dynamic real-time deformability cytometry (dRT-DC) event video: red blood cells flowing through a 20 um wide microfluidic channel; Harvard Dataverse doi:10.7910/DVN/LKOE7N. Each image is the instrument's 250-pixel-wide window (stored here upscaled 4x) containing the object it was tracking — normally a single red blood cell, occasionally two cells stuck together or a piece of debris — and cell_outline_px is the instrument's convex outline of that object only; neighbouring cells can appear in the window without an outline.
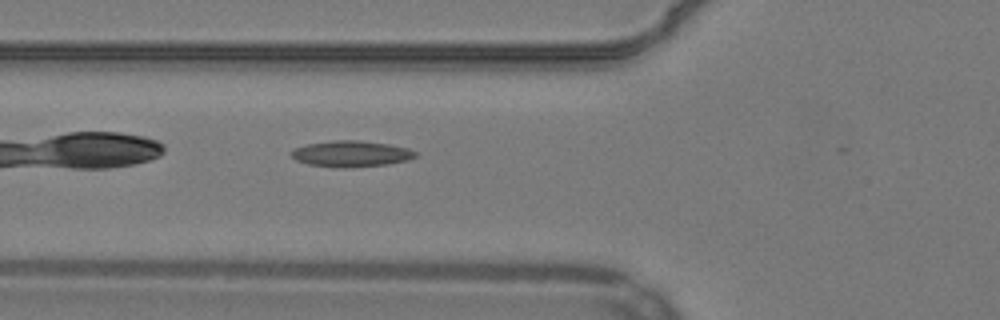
{"species": "common noctule bat (a hibernating species)", "species_latin": "Nyctalus noctula", "temperature_condition": "warm", "stored_images_in_passage": 35, "camera_frame_rate_fps": 3000, "um_per_image_px": 0.085, "animal": {"sex": "male", "body_mass_g": 19.2, "forearm_length_mm": 51.8}, "frame": {"image": 1, "passage_image": 4, "time_ms": 1.0, "image_size_px": [1000, 320], "cell_outline_px": [[416, 156], [408, 160], [388, 164], [308, 164], [296, 160], [292, 156], [292, 148], [308, 144], [332, 140], [360, 140], [388, 144], [408, 148], [416, 152]], "centroid_in_image_um": [29.87, 13.0], "position_along_channel_um": 95.9, "area_um2": 17.63}}
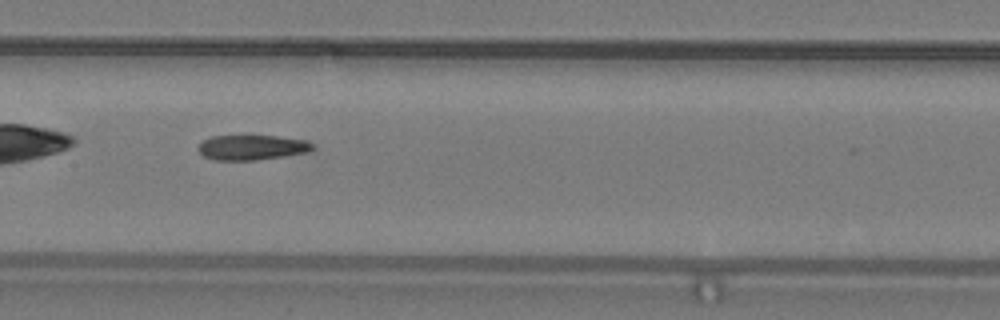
{"frame": {"image": 2, "passage_image": 11, "time_ms": 3.333, "image_size_px": [1000, 320], "cell_outline_px": [[316, 148], [308, 152], [256, 160], [212, 160], [204, 156], [196, 148], [204, 140], [212, 136], [276, 136], [304, 140], [312, 144]], "centroid_in_image_um": [21.39, 12.54], "position_along_channel_um": 186.0, "area_um2": 16.53}}
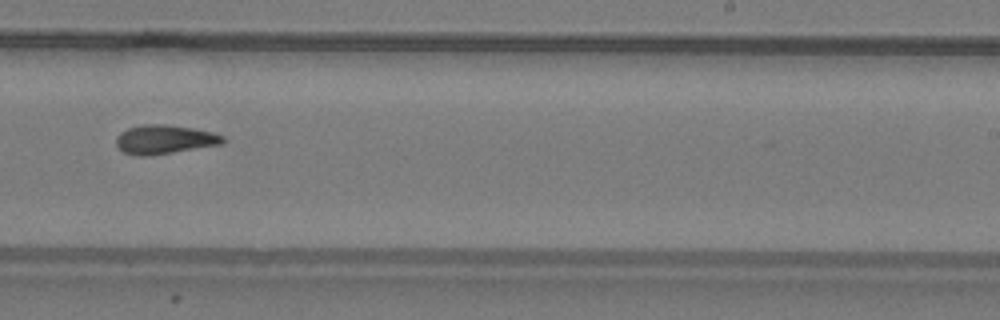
{"frame": {"image": 3, "passage_image": 18, "time_ms": 5.667, "image_size_px": [1000, 320], "cell_outline_px": [[224, 140], [220, 144], [172, 152], [144, 156], [140, 156], [124, 152], [116, 144], [116, 136], [120, 132], [128, 128], [144, 124], [164, 124], [192, 128], [212, 132], [224, 136]], "centroid_in_image_um": [13.95, 11.84], "position_along_channel_um": 275.1, "area_um2": 17.69}}